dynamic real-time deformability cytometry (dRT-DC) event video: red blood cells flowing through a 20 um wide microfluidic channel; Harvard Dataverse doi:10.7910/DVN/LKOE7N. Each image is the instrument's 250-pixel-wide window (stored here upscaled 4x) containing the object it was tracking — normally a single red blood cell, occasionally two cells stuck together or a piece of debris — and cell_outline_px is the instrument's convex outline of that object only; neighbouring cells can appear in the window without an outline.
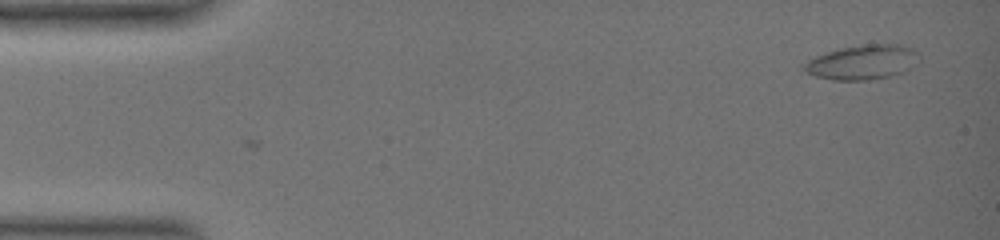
{"species": "common noctule bat (a hibernating species)", "species_latin": "Nyctalus noctula", "temperature_condition": "warm", "stored_images_in_passage": 54, "camera_frame_rate_fps": 3000, "um_per_image_px": 0.085, "animal": {"sex": "female", "body_mass_g": 19.0, "forearm_length_mm": 51.5}, "frame": {"image": 1, "passage_image": 2, "time_ms": 0.333, "image_size_px": [1000, 240], "cell_outline_px": [[920, 60], [904, 72], [872, 80], [832, 80], [816, 76], [808, 72], [804, 68], [804, 64], [808, 60], [816, 56], [840, 48], [868, 44], [896, 44], [916, 48], [920, 56]], "centroid_in_image_um": [73.38, 5.28], "position_along_channel_um": 11.6, "area_um2": 23.12}}
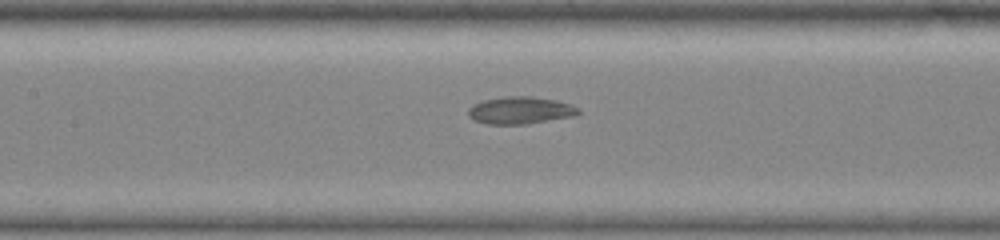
{"frame": {"image": 2, "passage_image": 26, "time_ms": 8.333, "image_size_px": [1000, 240], "cell_outline_px": [[580, 112], [576, 116], [528, 124], [484, 124], [472, 120], [468, 116], [468, 108], [472, 104], [484, 100], [504, 96], [532, 96], [556, 100], [572, 104], [580, 108]], "centroid_in_image_um": [44.23, 9.38], "position_along_channel_um": 163.2, "area_um2": 17.92}}
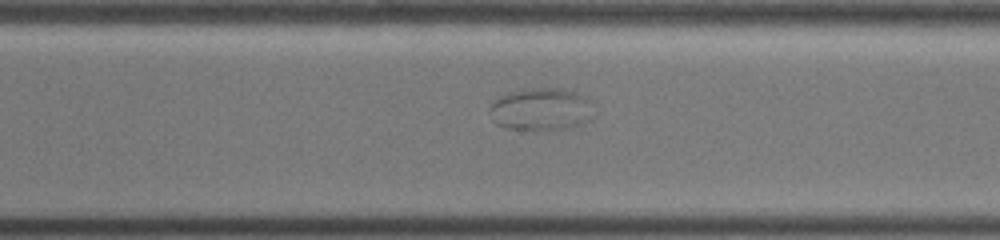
{"frame": {"image": 3, "passage_image": 40, "time_ms": 13.0, "image_size_px": [1000, 240], "cell_outline_px": [[596, 116], [592, 120], [584, 124], [572, 128], [544, 132], [540, 132], [504, 128], [496, 124], [492, 120], [488, 112], [488, 108], [500, 96], [508, 92], [532, 88], [560, 88], [576, 92], [588, 96], [592, 100]], "centroid_in_image_um": [46.07, 9.33], "position_along_channel_um": 324.5, "area_um2": 27.28}}